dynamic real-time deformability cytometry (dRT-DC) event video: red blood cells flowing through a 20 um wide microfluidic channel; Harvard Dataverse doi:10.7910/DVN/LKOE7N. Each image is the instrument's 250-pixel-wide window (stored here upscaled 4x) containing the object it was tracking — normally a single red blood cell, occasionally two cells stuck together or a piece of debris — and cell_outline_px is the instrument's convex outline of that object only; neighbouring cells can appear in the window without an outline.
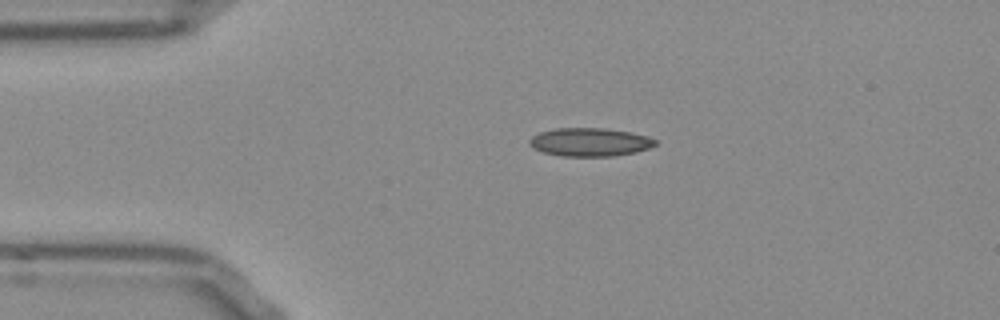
{"species": "Egyptian fruit bat (a non-hibernating species)", "species_latin": "Rousettus aegyptiacus", "temperature_condition": "room temperature", "stored_images_in_passage": 43, "camera_frame_rate_fps": 3000, "um_per_image_px": 0.085, "frame": {"image": 1, "passage_image": 1, "time_ms": 0.0, "image_size_px": [1000, 320], "cell_outline_px": [[656, 144], [648, 148], [636, 152], [612, 156], [560, 156], [544, 152], [532, 148], [528, 144], [528, 140], [532, 136], [540, 132], [556, 128], [604, 128], [628, 132], [644, 136], [656, 140]], "centroid_in_image_um": [50.07, 12.08], "position_along_channel_um": 34.9, "area_um2": 20.63}}
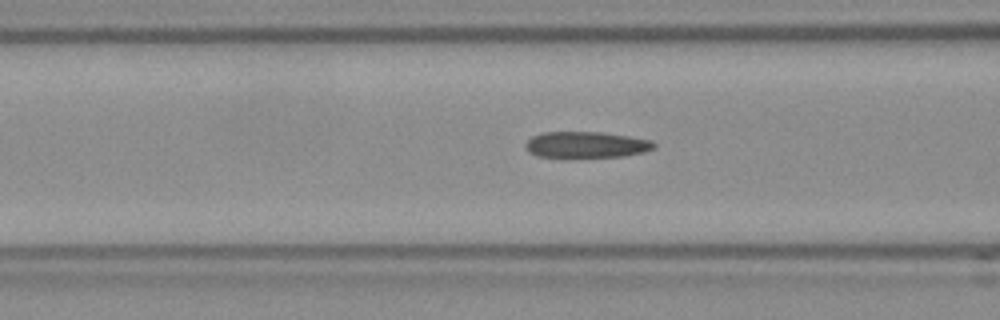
{"frame": {"image": 2, "passage_image": 10, "time_ms": 3.0, "image_size_px": [1000, 320], "cell_outline_px": [[656, 148], [644, 152], [624, 156], [564, 160], [536, 156], [528, 152], [524, 144], [532, 136], [544, 132], [600, 132], [628, 136], [652, 140], [656, 144]], "centroid_in_image_um": [49.79, 12.35], "position_along_channel_um": 116.8, "area_um2": 20.63}}
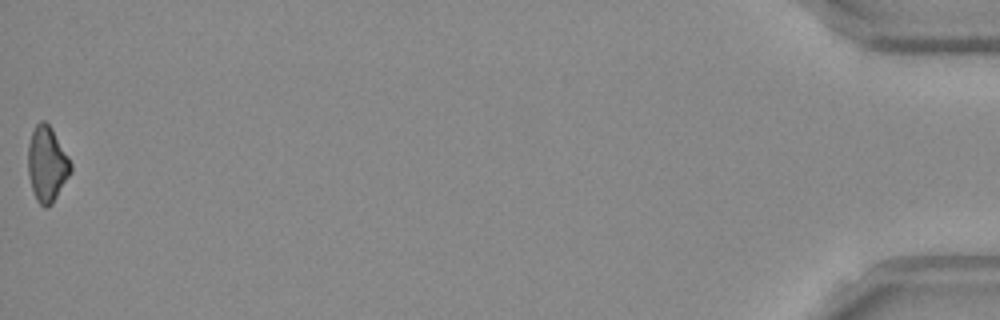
{"frame": {"image": 3, "passage_image": 43, "time_ms": 14.0, "image_size_px": [1000, 320], "cell_outline_px": [[72, 172], [52, 204], [48, 208], [44, 208], [36, 200], [28, 176], [28, 144], [32, 132], [36, 124], [40, 120], [44, 120], [52, 128], [68, 156], [72, 164]], "centroid_in_image_um": [4.0, 13.96], "position_along_channel_um": 431.2, "area_um2": 18.9}, "authors_computed_cell_mechanics": {"area_um2": 19.8832, "velocity_mm_per_s": 3.8062, "shape_relaxation_time_tau1_ms": null, "shape_relaxation_time_tau2_ms": 5.1297, "deformation_change_tau1": null, "deformation_change_tau2": 0.1588}}